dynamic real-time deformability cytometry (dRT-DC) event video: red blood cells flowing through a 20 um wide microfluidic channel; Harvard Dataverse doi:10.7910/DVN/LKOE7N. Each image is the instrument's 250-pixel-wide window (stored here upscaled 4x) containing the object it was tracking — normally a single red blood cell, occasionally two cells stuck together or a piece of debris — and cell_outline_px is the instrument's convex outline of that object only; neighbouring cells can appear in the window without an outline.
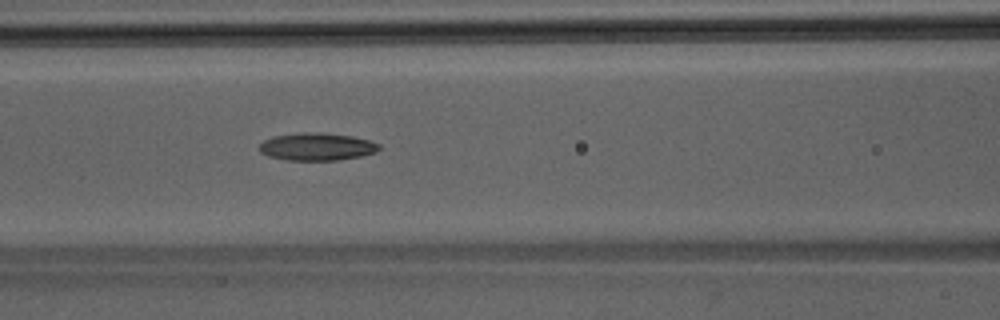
{"species": "Egyptian fruit bat (a non-hibernating species)", "species_latin": "Rousettus aegyptiacus", "temperature_condition": "room temperature", "stored_images_in_passage": 33, "camera_frame_rate_fps": 3000, "um_per_image_px": 0.085, "animal": {"sex": "male"}, "frame": {"image": 1, "passage_image": 7, "time_ms": 2.0, "image_size_px": [1000, 320], "cell_outline_px": [[380, 148], [376, 152], [360, 156], [340, 160], [288, 160], [268, 156], [260, 152], [260, 144], [264, 140], [272, 136], [304, 132], [312, 132], [352, 136], [368, 140], [380, 144]], "centroid_in_image_um": [26.93, 12.47], "position_along_channel_um": 139.7, "area_um2": 19.13}}
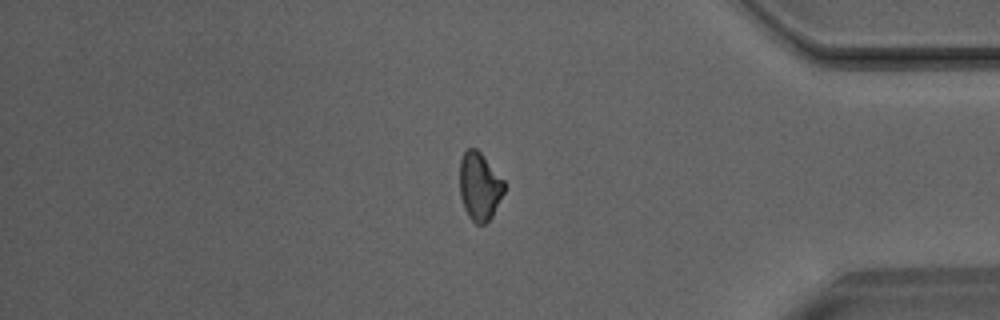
{"frame": {"image": 2, "passage_image": 26, "time_ms": 8.333, "image_size_px": [1000, 320], "cell_outline_px": [[504, 192], [492, 216], [484, 224], [476, 224], [468, 216], [464, 208], [460, 196], [460, 160], [464, 152], [468, 148], [476, 148], [480, 152], [504, 180]], "centroid_in_image_um": [40.75, 15.84], "position_along_channel_um": 394.5, "area_um2": 17.51}}
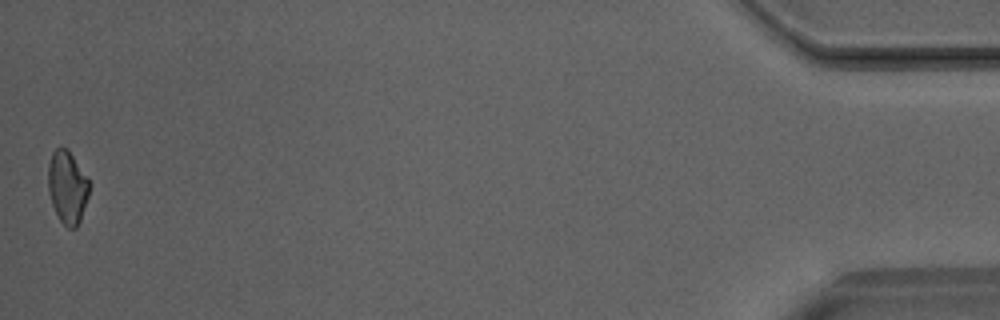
{"frame": {"image": 3, "passage_image": 33, "time_ms": 10.667, "image_size_px": [1000, 320], "cell_outline_px": [[88, 196], [80, 220], [76, 228], [68, 228], [60, 220], [52, 204], [48, 192], [48, 164], [52, 152], [56, 148], [68, 148], [88, 176]], "centroid_in_image_um": [5.72, 15.87], "position_along_channel_um": 429.5, "area_um2": 17.46}}